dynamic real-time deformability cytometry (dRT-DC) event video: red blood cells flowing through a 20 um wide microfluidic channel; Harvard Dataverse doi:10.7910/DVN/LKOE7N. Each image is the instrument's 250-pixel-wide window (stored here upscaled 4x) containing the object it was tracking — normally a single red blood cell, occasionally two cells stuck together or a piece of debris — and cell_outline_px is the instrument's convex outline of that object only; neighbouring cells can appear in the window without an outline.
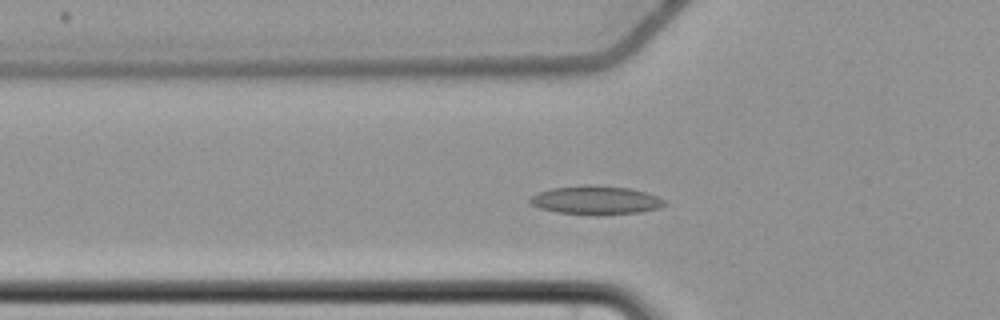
{"species": "common noctule bat (a hibernating species)", "species_latin": "Nyctalus noctula", "temperature_condition": "cold", "stored_images_in_passage": 52, "camera_frame_rate_fps": 3000, "um_per_image_px": 0.085, "animal": {"sex": "female", "body_mass_g": 22.7, "forearm_length_mm": 54.2}, "frame": {"image": 1, "passage_image": 15, "time_ms": 4.667, "image_size_px": [1000, 320], "cell_outline_px": [[668, 204], [660, 208], [640, 212], [556, 212], [540, 208], [532, 204], [528, 200], [532, 196], [540, 192], [552, 188], [584, 184], [592, 184], [628, 188], [644, 192], [656, 196], [664, 200]], "centroid_in_image_um": [50.65, 16.96], "position_along_channel_um": 75.2, "area_um2": 21.44}}
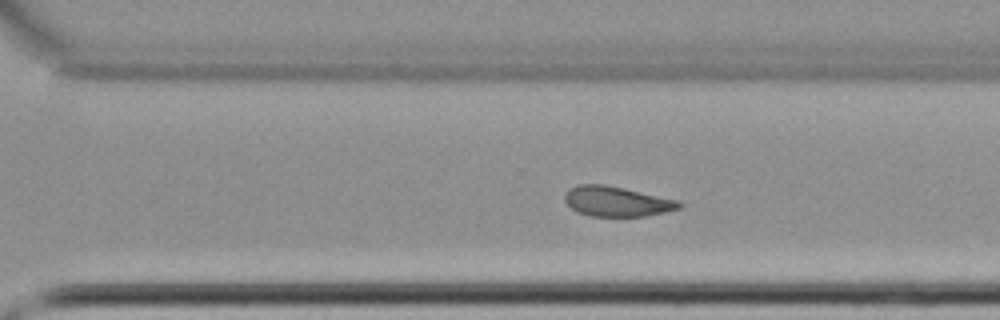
{"frame": {"image": 2, "passage_image": 35, "time_ms": 11.333, "image_size_px": [1000, 320], "cell_outline_px": [[684, 204], [680, 208], [664, 212], [644, 216], [592, 216], [580, 212], [572, 208], [564, 200], [564, 196], [568, 188], [580, 184], [604, 184], [624, 188], [680, 200]], "centroid_in_image_um": [52.45, 17.11], "position_along_channel_um": 318.2, "area_um2": 20.0}}
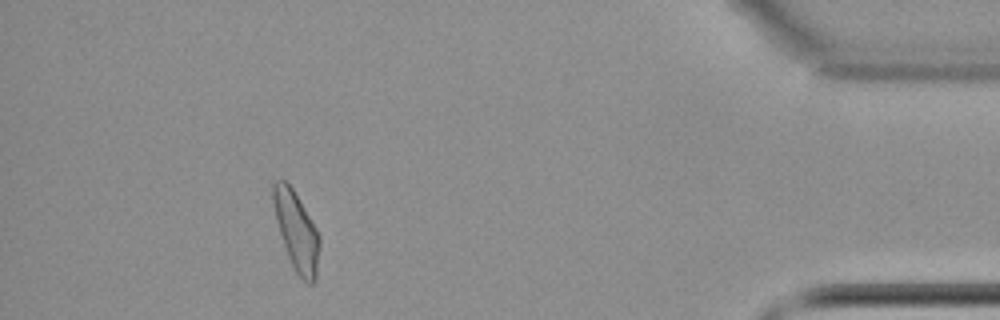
{"frame": {"image": 3, "passage_image": 47, "time_ms": 15.333, "image_size_px": [1000, 320], "cell_outline_px": [[320, 244], [316, 280], [312, 284], [308, 284], [292, 268], [276, 220], [272, 204], [272, 184], [276, 180], [284, 180], [292, 188], [316, 228], [320, 236]], "centroid_in_image_um": [25.2, 19.66], "position_along_channel_um": 410.0, "area_um2": 21.1}}